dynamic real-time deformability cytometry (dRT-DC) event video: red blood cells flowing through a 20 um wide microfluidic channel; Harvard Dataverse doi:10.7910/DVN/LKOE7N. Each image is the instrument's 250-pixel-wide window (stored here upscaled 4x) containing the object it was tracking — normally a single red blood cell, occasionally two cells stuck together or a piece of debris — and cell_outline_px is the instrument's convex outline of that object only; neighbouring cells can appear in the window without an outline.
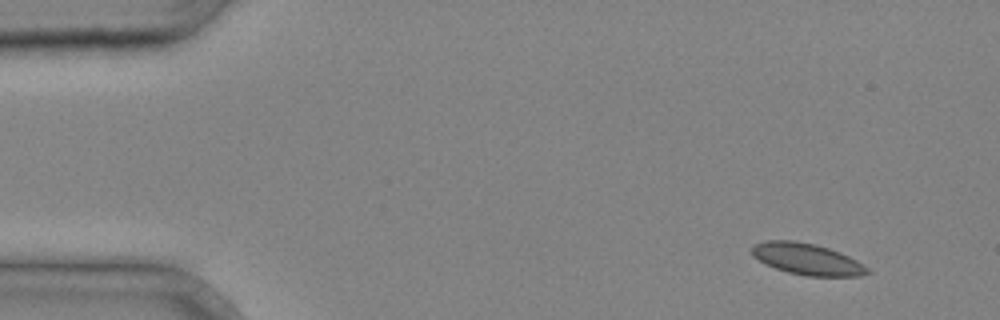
{"species": "common noctule bat (a hibernating species)", "species_latin": "Nyctalus noctula", "temperature_condition": "cold", "stored_images_in_passage": 3, "camera_frame_rate_fps": 3000, "um_per_image_px": 0.085, "animal": {"sex": "male", "body_mass_g": 20.4}, "frame": {"image": 1, "passage_image": 1, "time_ms": 0.0, "image_size_px": [1000, 320], "cell_outline_px": [[872, 272], [860, 276], [808, 276], [788, 272], [764, 264], [752, 256], [752, 248], [756, 244], [768, 240], [796, 240], [816, 244], [840, 252], [864, 264]], "centroid_in_image_um": [68.61, 22.02], "position_along_channel_um": 16.4, "area_um2": 21.21}}
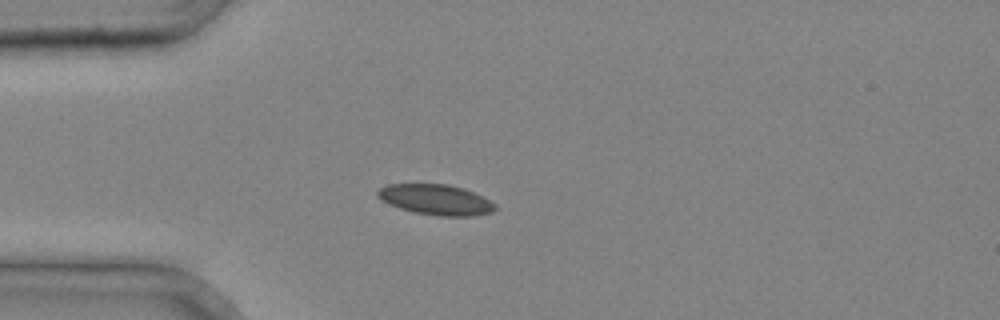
{"frame": {"image": 2, "passage_image": 3, "time_ms": 0.667, "image_size_px": [1000, 320], "cell_outline_px": [[496, 208], [492, 212], [472, 216], [436, 216], [412, 212], [388, 204], [380, 200], [376, 196], [376, 192], [380, 188], [388, 184], [448, 184], [464, 188], [496, 204]], "centroid_in_image_um": [37.0, 16.98], "position_along_channel_um": 48.0, "area_um2": 20.92}}